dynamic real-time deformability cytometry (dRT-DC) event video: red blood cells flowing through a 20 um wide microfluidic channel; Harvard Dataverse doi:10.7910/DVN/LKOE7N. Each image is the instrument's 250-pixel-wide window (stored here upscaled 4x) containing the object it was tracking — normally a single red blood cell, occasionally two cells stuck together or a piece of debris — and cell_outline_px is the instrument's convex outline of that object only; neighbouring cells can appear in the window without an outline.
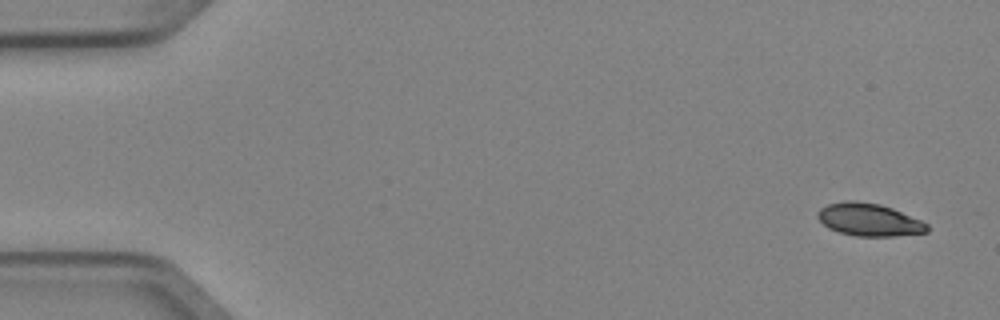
{"species": "Egyptian fruit bat (a non-hibernating species)", "species_latin": "Rousettus aegyptiacus", "temperature_condition": "cold", "stored_images_in_passage": 5, "segment_of_instrument_passage": [1, 2], "camera_frame_rate_fps": 3000, "um_per_image_px": 0.085, "animal": {"sex": "female"}, "frame": {"image": 1, "passage_image": 1, "time_ms": 0.0, "image_size_px": [1000, 320], "cell_outline_px": [[928, 232], [896, 236], [856, 236], [840, 232], [828, 228], [816, 216], [816, 212], [820, 208], [828, 204], [844, 200], [856, 200], [880, 204], [892, 208], [920, 220], [928, 224]], "centroid_in_image_um": [73.85, 18.66], "position_along_channel_um": 11.2, "area_um2": 20.87}}